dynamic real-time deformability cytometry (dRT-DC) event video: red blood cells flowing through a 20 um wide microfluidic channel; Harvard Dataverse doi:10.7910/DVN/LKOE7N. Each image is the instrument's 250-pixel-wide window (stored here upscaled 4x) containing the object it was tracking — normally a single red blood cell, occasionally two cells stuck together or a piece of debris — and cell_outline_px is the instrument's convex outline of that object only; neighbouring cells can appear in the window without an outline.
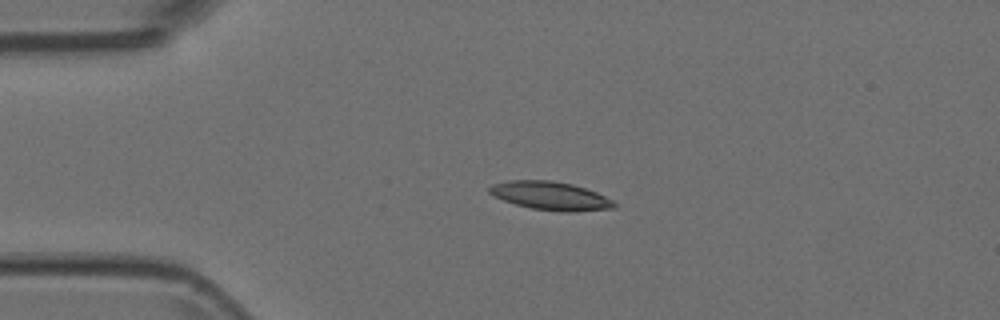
{"species": "Egyptian fruit bat (a non-hibernating species)", "species_latin": "Rousettus aegyptiacus", "temperature_condition": "room temperature", "stored_images_in_passage": 3, "camera_frame_rate_fps": 3000, "um_per_image_px": 0.085, "animal": {"sex": "female"}, "frame": {"image": 1, "passage_image": 3, "time_ms": 0.667, "image_size_px": [1000, 320], "cell_outline_px": [[616, 208], [572, 212], [560, 212], [532, 208], [516, 204], [492, 196], [488, 192], [488, 188], [492, 184], [508, 180], [552, 180], [572, 184], [596, 192], [612, 200], [616, 204]], "centroid_in_image_um": [46.77, 16.64], "position_along_channel_um": 38.2, "area_um2": 20.69}}